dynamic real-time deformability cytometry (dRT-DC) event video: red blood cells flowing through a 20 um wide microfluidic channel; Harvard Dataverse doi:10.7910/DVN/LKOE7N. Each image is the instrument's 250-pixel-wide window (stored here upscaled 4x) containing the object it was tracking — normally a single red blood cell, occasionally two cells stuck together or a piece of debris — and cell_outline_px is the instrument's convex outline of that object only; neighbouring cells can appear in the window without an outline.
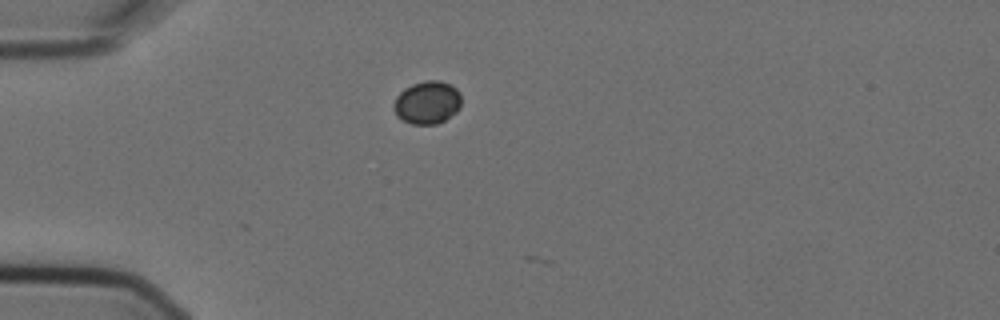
{"species": "Egyptian fruit bat (a non-hibernating species)", "species_latin": "Rousettus aegyptiacus", "temperature_condition": "cold", "stored_images_in_passage": 2, "camera_frame_rate_fps": 3000, "um_per_image_px": 0.085, "animal": {"sex": "female"}, "frame": {"image": 1, "passage_image": 1, "time_ms": 0.0, "image_size_px": [1000, 320], "cell_outline_px": [[460, 108], [456, 112], [444, 120], [436, 124], [412, 124], [396, 116], [392, 108], [392, 104], [396, 96], [404, 88], [412, 84], [424, 80], [440, 80], [456, 88], [460, 92]], "centroid_in_image_um": [36.28, 8.7], "position_along_channel_um": 48.7, "area_um2": 17.05}}